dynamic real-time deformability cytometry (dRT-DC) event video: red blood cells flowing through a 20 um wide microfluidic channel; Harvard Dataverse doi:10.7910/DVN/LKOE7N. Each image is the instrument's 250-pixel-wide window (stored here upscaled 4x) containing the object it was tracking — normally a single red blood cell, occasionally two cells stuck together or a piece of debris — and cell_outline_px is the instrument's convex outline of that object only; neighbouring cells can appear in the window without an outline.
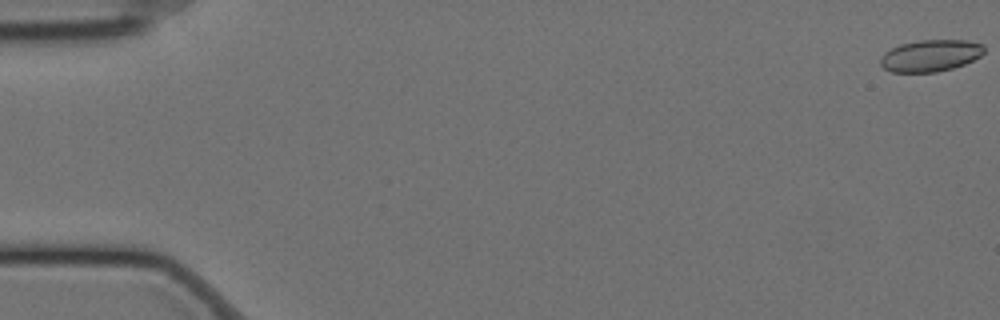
{"species": "Egyptian fruit bat (a non-hibernating species)", "species_latin": "Rousettus aegyptiacus", "temperature_condition": "cold", "stored_images_in_passage": 18, "camera_frame_rate_fps": 3000, "um_per_image_px": 0.085, "animal": {"sex": "female"}, "frame": {"image": 1, "passage_image": 1, "time_ms": 0.0, "image_size_px": [1000, 320], "cell_outline_px": [[984, 52], [980, 56], [964, 64], [952, 68], [936, 72], [892, 72], [884, 68], [880, 64], [880, 56], [884, 52], [900, 44], [920, 40], [968, 40], [984, 44]], "centroid_in_image_um": [79.08, 4.72], "position_along_channel_um": 5.9, "area_um2": 19.25}}
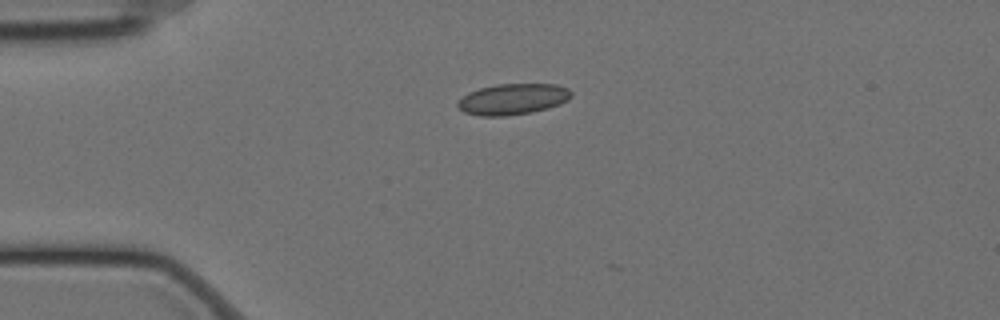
{"frame": {"image": 2, "passage_image": 15, "time_ms": 4.667, "image_size_px": [1000, 320], "cell_outline_px": [[572, 96], [568, 100], [560, 104], [548, 108], [532, 112], [504, 116], [480, 116], [464, 112], [456, 108], [456, 100], [468, 92], [480, 88], [496, 84], [556, 84], [568, 88], [572, 92]], "centroid_in_image_um": [43.55, 8.43], "position_along_channel_um": 41.4, "area_um2": 20.81}}